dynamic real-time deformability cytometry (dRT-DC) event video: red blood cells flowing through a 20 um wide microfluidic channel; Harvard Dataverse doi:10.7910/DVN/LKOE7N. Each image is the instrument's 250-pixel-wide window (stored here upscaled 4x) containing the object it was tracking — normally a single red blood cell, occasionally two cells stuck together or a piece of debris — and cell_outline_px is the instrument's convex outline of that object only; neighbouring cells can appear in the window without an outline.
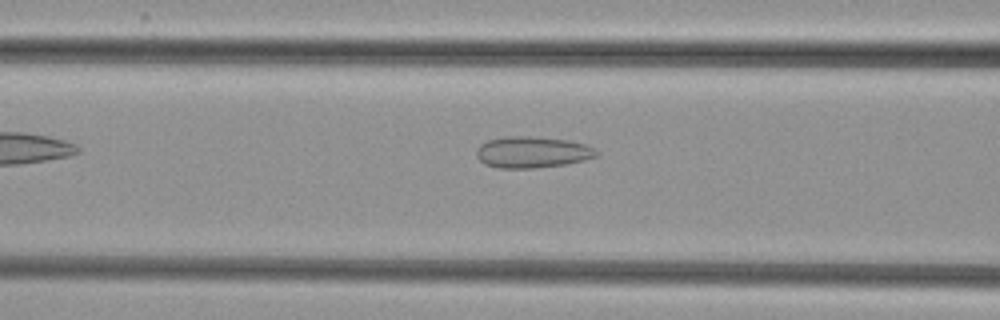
{"species": "common noctule bat (a hibernating species)", "species_latin": "Nyctalus noctula", "temperature_condition": "cold", "stored_images_in_passage": 29, "camera_frame_rate_fps": 3000, "um_per_image_px": 0.085, "animal": {"sex": "female", "body_mass_g": 29.2, "forearm_length_mm": 56.3}, "frame": {"image": 1, "passage_image": 5, "time_ms": 1.333, "image_size_px": [1000, 320], "cell_outline_px": [[600, 152], [596, 156], [584, 160], [564, 164], [532, 168], [500, 168], [484, 164], [476, 156], [476, 148], [480, 144], [488, 140], [508, 136], [528, 136], [568, 140], [584, 144]], "centroid_in_image_um": [45.2, 12.93], "position_along_channel_um": 121.4, "area_um2": 21.79}}
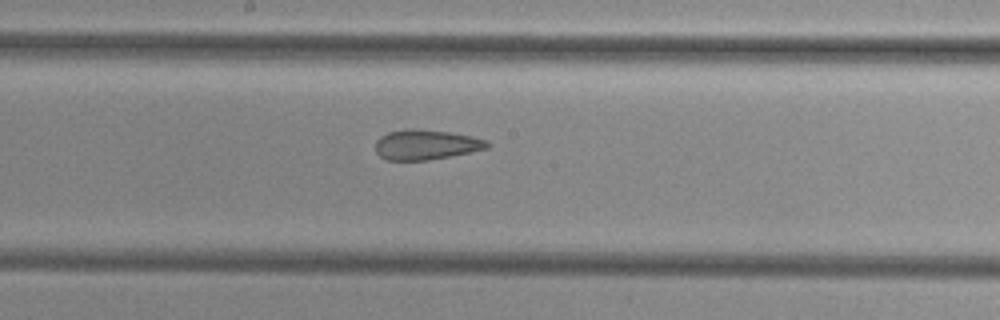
{"frame": {"image": 2, "passage_image": 12, "time_ms": 3.667, "image_size_px": [1000, 320], "cell_outline_px": [[488, 148], [428, 160], [388, 160], [380, 156], [376, 152], [376, 140], [380, 136], [388, 132], [404, 128], [416, 128], [448, 132], [472, 136], [488, 140]], "centroid_in_image_um": [36.17, 12.28], "position_along_channel_um": 212.0, "area_um2": 19.48}}
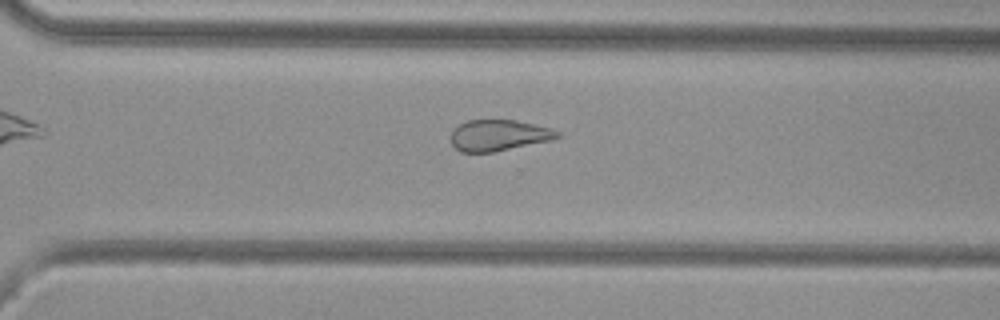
{"frame": {"image": 3, "passage_image": 21, "time_ms": 6.667, "image_size_px": [1000, 320], "cell_outline_px": [[560, 136], [552, 140], [496, 152], [460, 152], [452, 144], [452, 132], [460, 124], [468, 120], [516, 120], [552, 128], [560, 132]], "centroid_in_image_um": [42.43, 11.51], "position_along_channel_um": 328.2, "area_um2": 19.31}}